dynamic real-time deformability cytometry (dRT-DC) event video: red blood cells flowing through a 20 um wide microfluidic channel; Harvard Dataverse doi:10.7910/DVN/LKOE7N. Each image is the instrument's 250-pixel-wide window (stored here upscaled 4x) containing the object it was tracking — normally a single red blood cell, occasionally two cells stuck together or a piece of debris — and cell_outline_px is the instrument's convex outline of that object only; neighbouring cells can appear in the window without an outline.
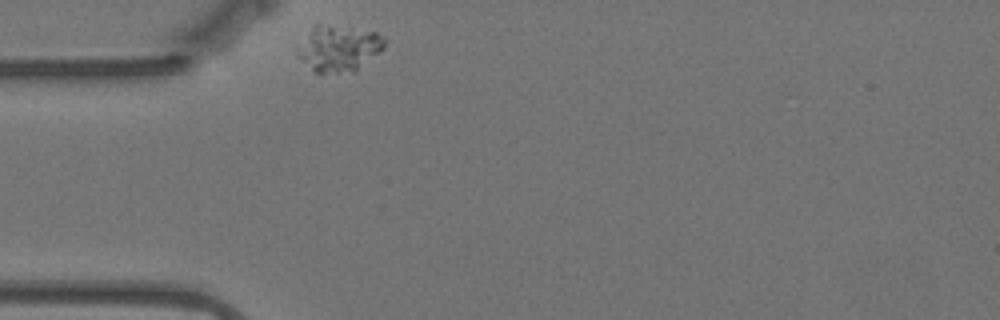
{"species": "Egyptian fruit bat (a non-hibernating species)", "species_latin": "Rousettus aegyptiacus", "temperature_condition": "warm", "stored_images_in_passage": 21, "camera_frame_rate_fps": 3000, "um_per_image_px": 0.085, "animal": {"sex": "female"}, "frame": {"image": 1, "passage_image": 1, "time_ms": 0.0, "image_size_px": [1000, 320], "cell_outline_px": [[384, 48], [380, 52], [356, 72], [316, 72], [300, 56], [296, 48], [312, 24], [320, 24], [376, 32], [384, 40]], "centroid_in_image_um": [28.8, 4.1], "position_along_channel_um": 56.2, "area_um2": 22.95}}
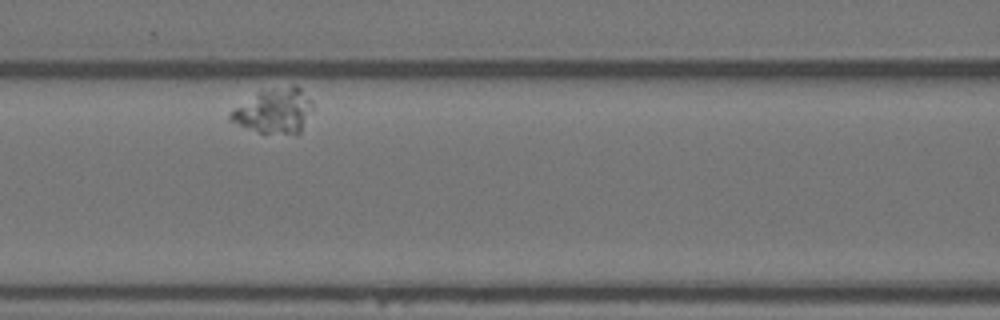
{"frame": {"image": 2, "passage_image": 12, "time_ms": 3.667, "image_size_px": [1000, 320], "cell_outline_px": [[312, 108], [300, 132], [296, 136], [260, 132], [228, 120], [228, 112], [260, 92], [292, 84], [296, 84], [300, 88], [312, 104]], "centroid_in_image_um": [23.32, 9.45], "position_along_channel_um": 143.3, "area_um2": 21.1}}
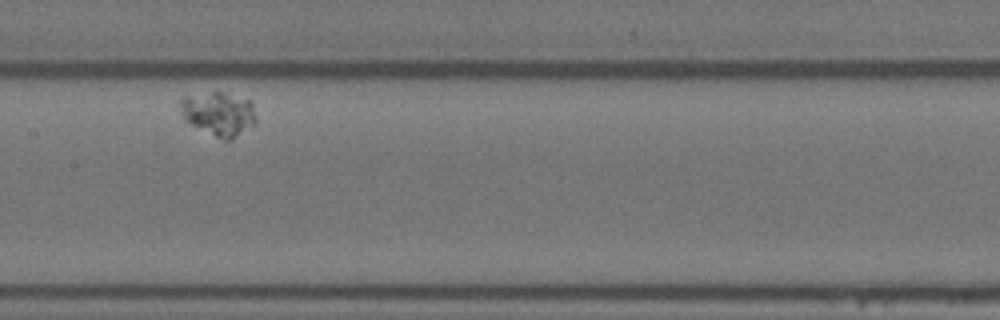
{"frame": {"image": 3, "passage_image": 17, "time_ms": 5.333, "image_size_px": [1000, 320], "cell_outline_px": [[256, 120], [252, 124], [228, 140], [224, 140], [184, 120], [180, 104], [180, 100], [184, 96], [212, 92], [220, 92], [252, 100], [256, 116]], "centroid_in_image_um": [18.58, 9.62], "position_along_channel_um": 188.8, "area_um2": 18.79}}